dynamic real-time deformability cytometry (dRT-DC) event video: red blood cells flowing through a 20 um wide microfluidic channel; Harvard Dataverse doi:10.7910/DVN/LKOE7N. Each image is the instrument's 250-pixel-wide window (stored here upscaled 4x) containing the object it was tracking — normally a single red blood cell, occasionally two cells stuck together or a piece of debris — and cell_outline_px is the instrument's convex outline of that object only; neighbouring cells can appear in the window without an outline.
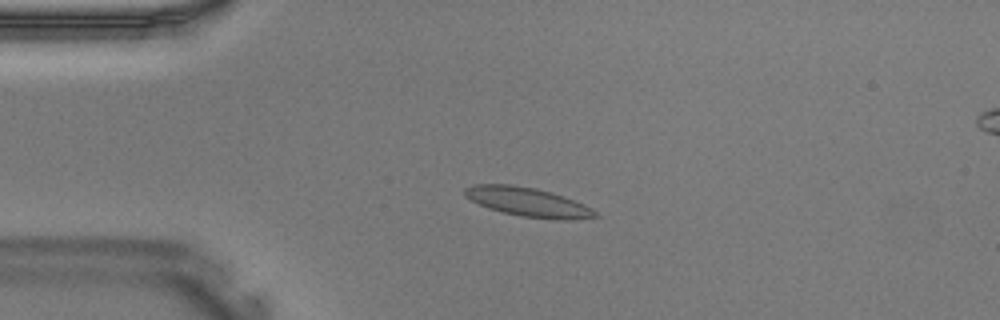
{"species": "Egyptian fruit bat (a non-hibernating species)", "species_latin": "Rousettus aegyptiacus", "temperature_condition": "warm", "stored_images_in_passage": 40, "camera_frame_rate_fps": 3000, "um_per_image_px": 0.085, "animal": {"sex": "male"}, "frame": {"image": 1, "passage_image": 9, "time_ms": 2.667, "image_size_px": [1000, 320], "cell_outline_px": [[600, 216], [568, 220], [556, 220], [520, 216], [488, 208], [464, 196], [464, 188], [476, 184], [512, 184], [536, 188], [564, 196], [584, 204], [592, 208]], "centroid_in_image_um": [44.89, 17.17], "position_along_channel_um": 40.1, "area_um2": 22.08}}
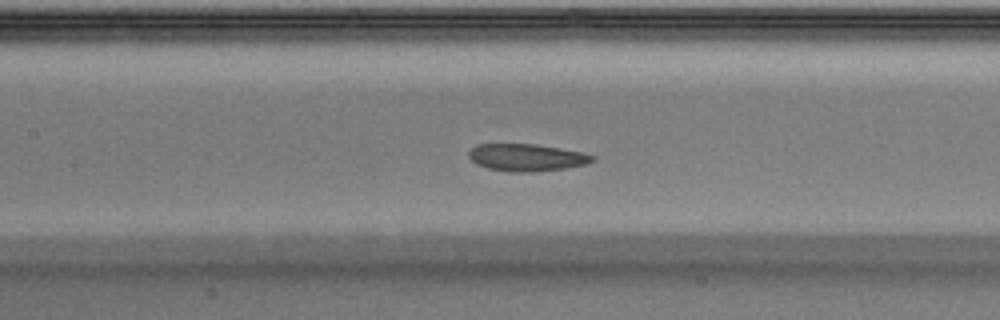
{"frame": {"image": 2, "passage_image": 18, "time_ms": 5.667, "image_size_px": [1000, 320], "cell_outline_px": [[596, 160], [584, 164], [564, 168], [532, 172], [512, 172], [488, 168], [476, 164], [468, 156], [468, 152], [476, 144], [532, 144], [580, 152], [596, 156]], "centroid_in_image_um": [44.73, 13.39], "position_along_channel_um": 162.7, "area_um2": 19.36}}
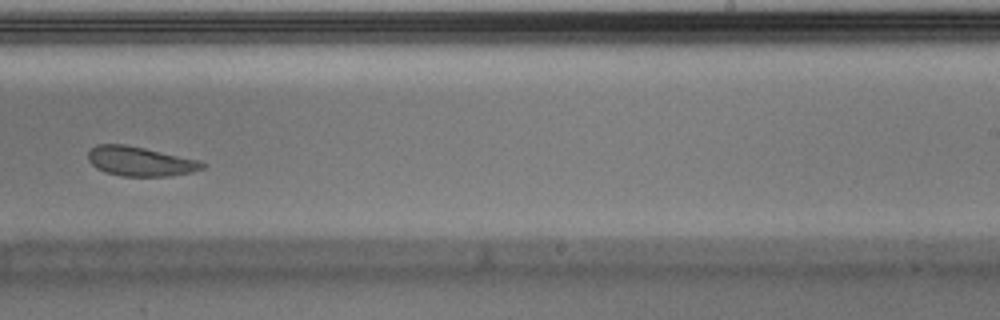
{"frame": {"image": 3, "passage_image": 25, "time_ms": 8.0, "image_size_px": [1000, 320], "cell_outline_px": [[208, 164], [204, 168], [192, 172], [172, 176], [120, 176], [104, 172], [96, 168], [88, 160], [88, 152], [96, 144], [124, 144], [144, 148], [200, 160]], "centroid_in_image_um": [11.93, 13.72], "position_along_channel_um": 277.1, "area_um2": 19.77}}